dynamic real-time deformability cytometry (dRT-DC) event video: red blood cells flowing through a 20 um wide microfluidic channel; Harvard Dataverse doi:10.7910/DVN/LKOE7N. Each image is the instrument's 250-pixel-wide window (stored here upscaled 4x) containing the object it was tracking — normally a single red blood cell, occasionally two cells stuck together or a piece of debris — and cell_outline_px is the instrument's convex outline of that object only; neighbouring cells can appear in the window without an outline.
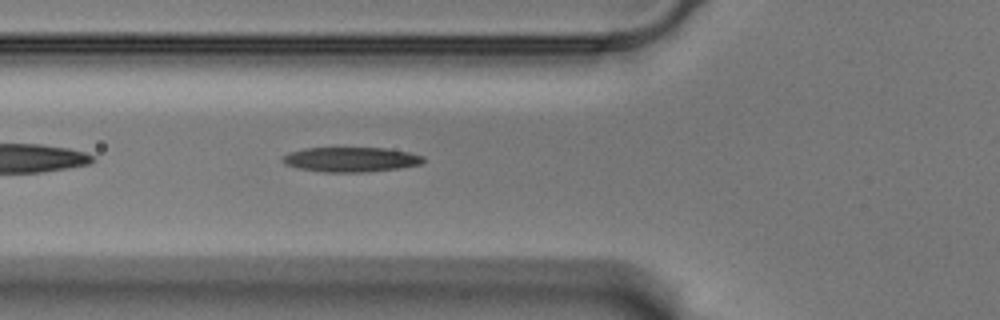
{"species": "Egyptian fruit bat (a non-hibernating species)", "species_latin": "Rousettus aegyptiacus", "temperature_condition": "warm", "stored_images_in_passage": 37, "camera_frame_rate_fps": 3000, "um_per_image_px": 0.085, "animal": {"sex": "male"}, "frame": {"image": 1, "passage_image": 5, "time_ms": 1.333, "image_size_px": [1000, 320], "cell_outline_px": [[424, 160], [420, 164], [396, 168], [360, 172], [324, 172], [300, 168], [284, 164], [280, 160], [280, 156], [288, 152], [304, 148], [384, 148], [408, 152], [424, 156]], "centroid_in_image_um": [29.74, 13.54], "position_along_channel_um": 96.1, "area_um2": 20.17}}
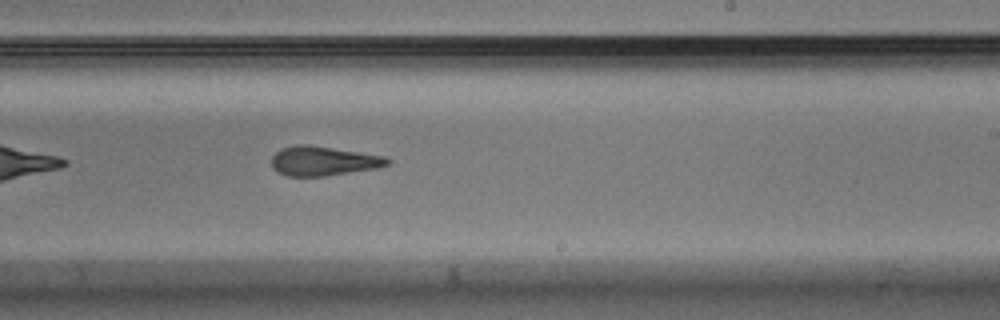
{"frame": {"image": 2, "passage_image": 19, "time_ms": 6.0, "image_size_px": [1000, 320], "cell_outline_px": [[392, 160], [388, 164], [376, 168], [324, 176], [288, 176], [276, 172], [272, 168], [272, 156], [280, 148], [296, 144], [308, 144], [384, 156]], "centroid_in_image_um": [27.43, 13.68], "position_along_channel_um": 261.6, "area_um2": 19.83}}
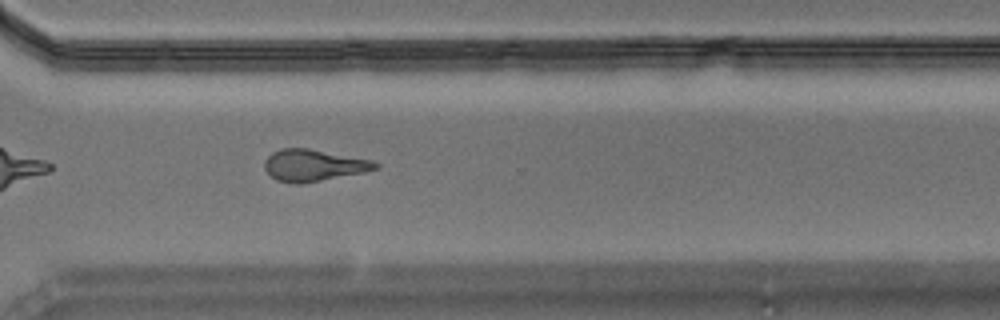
{"frame": {"image": 3, "passage_image": 26, "time_ms": 8.333, "image_size_px": [1000, 320], "cell_outline_px": [[380, 168], [364, 172], [304, 184], [292, 184], [276, 180], [264, 168], [264, 160], [272, 152], [280, 148], [308, 148], [372, 160], [380, 164]], "centroid_in_image_um": [26.65, 14.06], "position_along_channel_um": 344.0, "area_um2": 20.69}}